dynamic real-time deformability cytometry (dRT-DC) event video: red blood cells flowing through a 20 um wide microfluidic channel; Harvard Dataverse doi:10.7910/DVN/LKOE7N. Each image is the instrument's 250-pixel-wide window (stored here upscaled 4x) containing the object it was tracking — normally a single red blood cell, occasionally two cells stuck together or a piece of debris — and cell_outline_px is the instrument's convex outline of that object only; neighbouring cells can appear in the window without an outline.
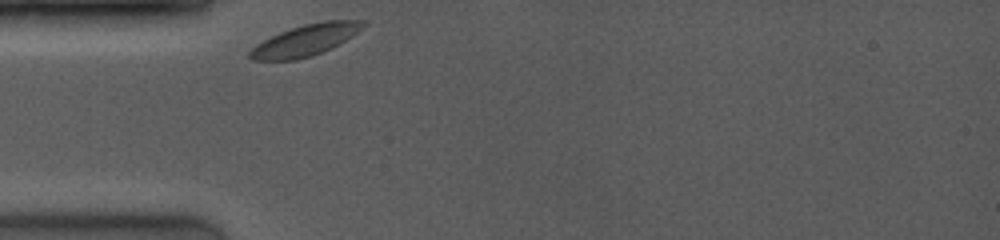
{"species": "common noctule bat (a hibernating species)", "species_latin": "Nyctalus noctula", "temperature_condition": "room temperature", "stored_images_in_passage": 8, "camera_frame_rate_fps": 4000, "um_per_image_px": 0.085, "animal": {"sex": "female", "body_mass_g": 19.0, "forearm_length_mm": 53.3}, "frame": {"image": 1, "passage_image": 1, "time_ms": 0.0, "image_size_px": [1000, 240], "cell_outline_px": [[364, 24], [352, 36], [332, 48], [312, 56], [296, 60], [252, 60], [248, 56], [248, 52], [256, 44], [280, 32], [304, 24], [324, 20], [364, 20]], "centroid_in_image_um": [25.93, 3.43], "position_along_channel_um": 59.1, "area_um2": 20.46}}
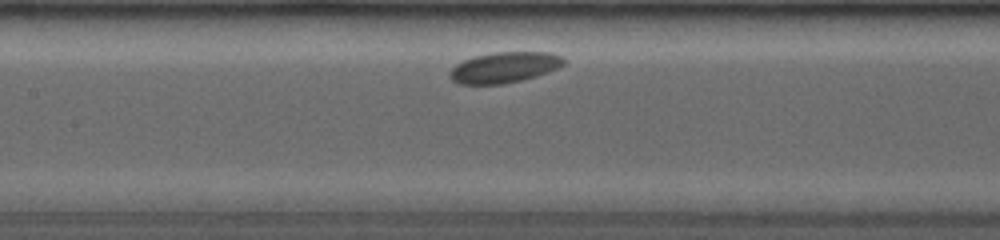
{"frame": {"image": 2, "passage_image": 7, "time_ms": 3.0, "image_size_px": [1000, 240], "cell_outline_px": [[564, 64], [560, 68], [524, 80], [504, 84], [456, 84], [448, 76], [448, 72], [456, 64], [464, 60], [476, 56], [492, 52], [548, 52], [560, 56], [564, 60]], "centroid_in_image_um": [42.85, 5.74], "position_along_channel_um": 164.6, "area_um2": 20.58}}